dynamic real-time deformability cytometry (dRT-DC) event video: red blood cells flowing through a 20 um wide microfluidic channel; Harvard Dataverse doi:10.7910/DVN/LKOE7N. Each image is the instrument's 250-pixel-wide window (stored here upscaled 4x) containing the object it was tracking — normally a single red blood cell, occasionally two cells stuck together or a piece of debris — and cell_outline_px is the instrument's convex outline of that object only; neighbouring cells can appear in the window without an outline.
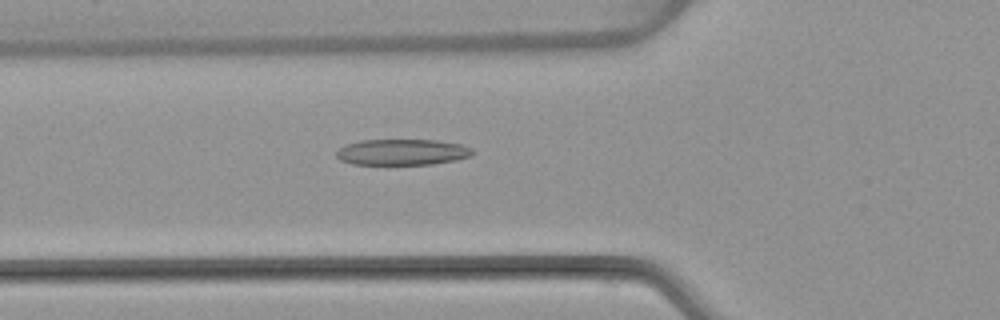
{"species": "common noctule bat (a hibernating species)", "species_latin": "Nyctalus noctula", "temperature_condition": "warm", "stored_images_in_passage": 52, "camera_frame_rate_fps": 3000, "um_per_image_px": 0.085, "animal": {"sex": "female", "body_mass_g": 22.7, "forearm_length_mm": 54.2}, "frame": {"image": 1, "passage_image": 19, "time_ms": 6.0, "image_size_px": [1000, 320], "cell_outline_px": [[476, 152], [472, 156], [456, 160], [432, 164], [352, 164], [340, 160], [336, 156], [336, 152], [340, 148], [348, 144], [360, 140], [436, 140], [460, 144], [472, 148]], "centroid_in_image_um": [34.23, 12.93], "position_along_channel_um": 91.6, "area_um2": 20.63}}
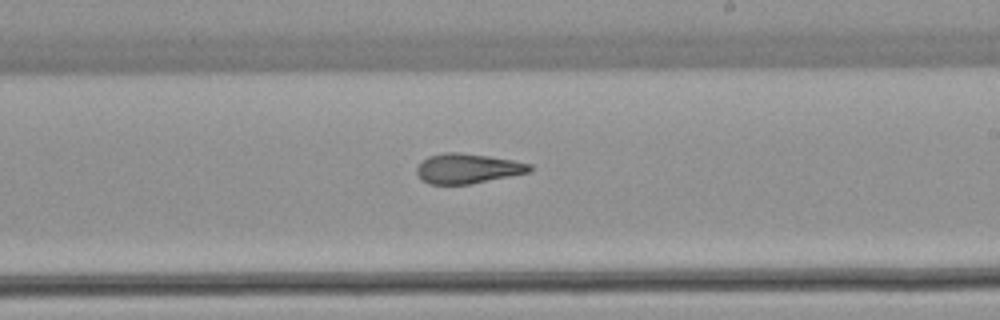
{"frame": {"image": 2, "passage_image": 31, "time_ms": 10.0, "image_size_px": [1000, 320], "cell_outline_px": [[532, 172], [468, 184], [428, 184], [420, 180], [416, 172], [416, 168], [428, 156], [444, 152], [460, 152], [488, 156], [512, 160], [532, 164]], "centroid_in_image_um": [39.74, 14.32], "position_along_channel_um": 249.3, "area_um2": 19.71}}
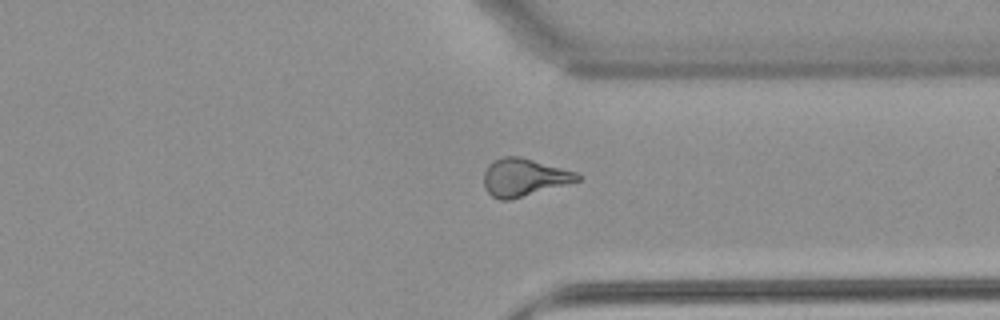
{"frame": {"image": 3, "passage_image": 40, "time_ms": 13.0, "image_size_px": [1000, 320], "cell_outline_px": [[580, 180], [508, 200], [500, 200], [492, 196], [484, 188], [484, 172], [488, 164], [492, 160], [504, 156], [520, 156], [576, 172], [580, 176]], "centroid_in_image_um": [44.48, 15.06], "position_along_channel_um": 366.9, "area_um2": 20.29}, "authors_computed_cell_mechanics": {"area_um2": 20.7502, "velocity_mm_per_s": 3.9342, "shape_relaxation_time_tau1_ms": null, "shape_relaxation_time_tau2_ms": 2.1238, "deformation_change_tau1": null, "deformation_change_tau2": 0.1118}}